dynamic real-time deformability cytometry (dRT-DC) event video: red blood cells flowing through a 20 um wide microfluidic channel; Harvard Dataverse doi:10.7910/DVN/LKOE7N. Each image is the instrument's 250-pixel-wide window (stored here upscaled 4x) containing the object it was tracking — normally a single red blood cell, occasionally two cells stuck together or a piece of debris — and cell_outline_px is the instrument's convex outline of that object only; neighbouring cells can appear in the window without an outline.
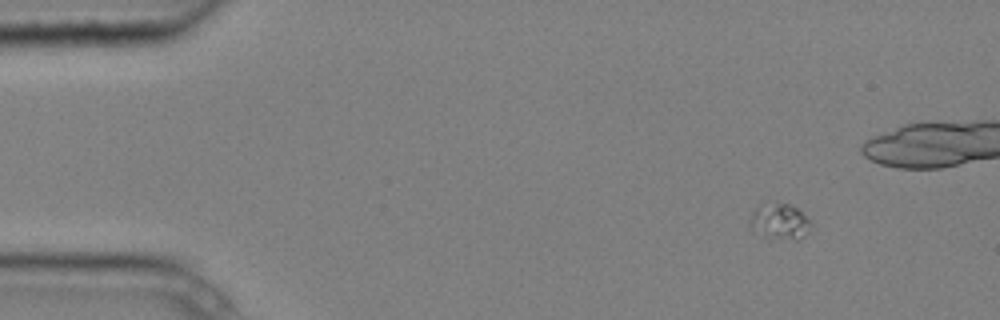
{"species": "common noctule bat (a hibernating species)", "species_latin": "Nyctalus noctula", "temperature_condition": "cold", "stored_images_in_passage": 6, "camera_frame_rate_fps": 3000, "um_per_image_px": 0.085, "animal": {"sex": "male", "body_mass_g": 20.4}, "frame": {"image": 1, "passage_image": 1, "time_ms": 0.0, "image_size_px": [1000, 320], "cell_outline_px": [[812, 224], [808, 232], [800, 240], [796, 240], [764, 236], [752, 228], [748, 224], [748, 220], [756, 204], [760, 200], [764, 200], [788, 204], [796, 208]], "centroid_in_image_um": [66.2, 18.76], "position_along_channel_um": 18.8, "area_um2": 13.06}}